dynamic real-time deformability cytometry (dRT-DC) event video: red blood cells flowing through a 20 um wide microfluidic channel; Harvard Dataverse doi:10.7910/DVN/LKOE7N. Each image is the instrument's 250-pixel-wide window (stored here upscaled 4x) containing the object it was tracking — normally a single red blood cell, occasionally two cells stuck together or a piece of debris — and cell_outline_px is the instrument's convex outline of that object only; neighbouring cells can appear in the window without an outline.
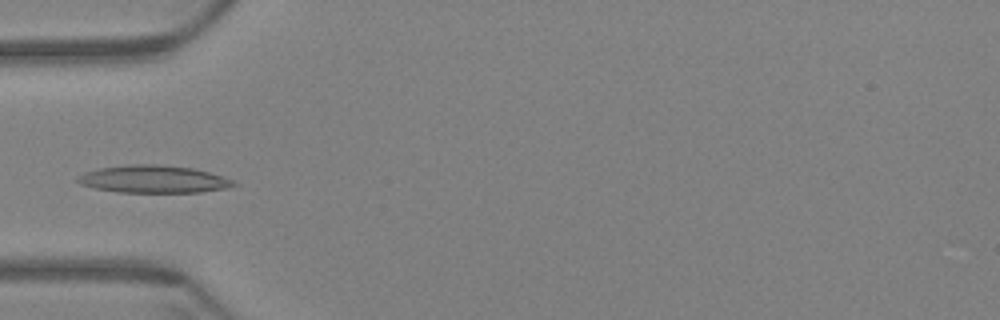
{"species": "Egyptian fruit bat (a non-hibernating species)", "species_latin": "Rousettus aegyptiacus", "temperature_condition": "warm", "stored_images_in_passage": 42, "camera_frame_rate_fps": 3000, "um_per_image_px": 0.085, "animal": {"sex": "female"}, "frame": {"image": 1, "passage_image": 1, "time_ms": 0.0, "image_size_px": [1000, 320], "cell_outline_px": [[240, 184], [228, 188], [200, 192], [116, 192], [96, 188], [80, 184], [76, 180], [76, 176], [84, 172], [100, 168], [132, 164], [156, 164], [192, 168], [208, 172], [232, 180]], "centroid_in_image_um": [13.03, 15.23], "position_along_channel_um": 72.0, "area_um2": 24.91}}
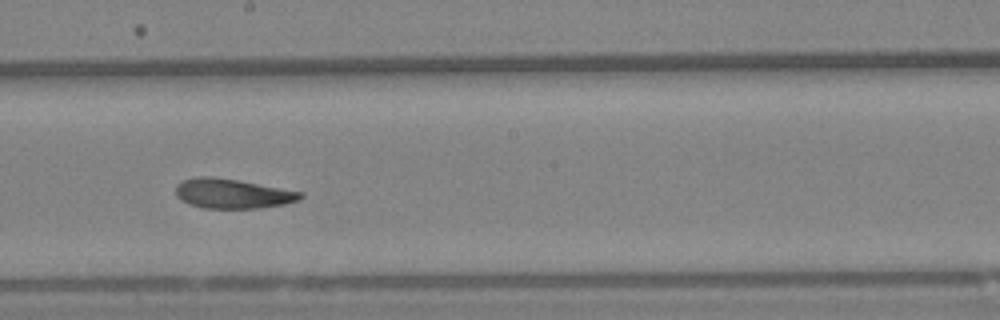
{"frame": {"image": 2, "passage_image": 15, "time_ms": 4.667, "image_size_px": [1000, 320], "cell_outline_px": [[304, 196], [300, 200], [284, 204], [260, 208], [204, 208], [188, 204], [176, 196], [176, 184], [180, 180], [200, 176], [212, 176], [240, 180], [304, 192]], "centroid_in_image_um": [19.77, 16.44], "position_along_channel_um": 228.4, "area_um2": 21.85}}
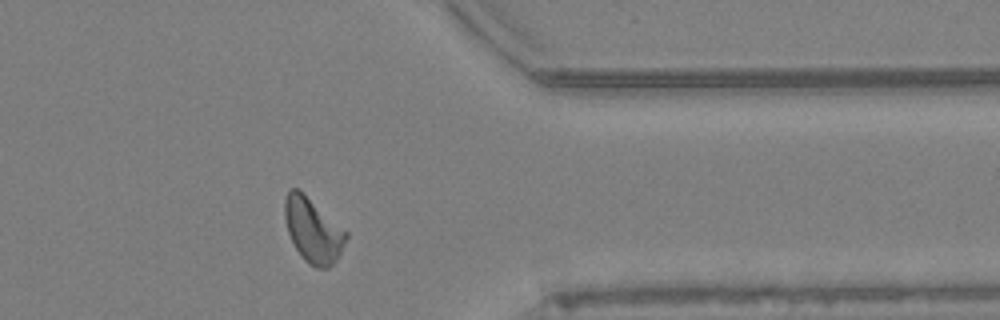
{"frame": {"image": 3, "passage_image": 30, "time_ms": 9.667, "image_size_px": [1000, 320], "cell_outline_px": [[348, 236], [340, 256], [328, 268], [316, 268], [308, 264], [304, 260], [296, 248], [288, 232], [284, 216], [284, 200], [288, 188], [300, 188], [348, 232]], "centroid_in_image_um": [26.61, 19.54], "position_along_channel_um": 384.8, "area_um2": 23.41}}